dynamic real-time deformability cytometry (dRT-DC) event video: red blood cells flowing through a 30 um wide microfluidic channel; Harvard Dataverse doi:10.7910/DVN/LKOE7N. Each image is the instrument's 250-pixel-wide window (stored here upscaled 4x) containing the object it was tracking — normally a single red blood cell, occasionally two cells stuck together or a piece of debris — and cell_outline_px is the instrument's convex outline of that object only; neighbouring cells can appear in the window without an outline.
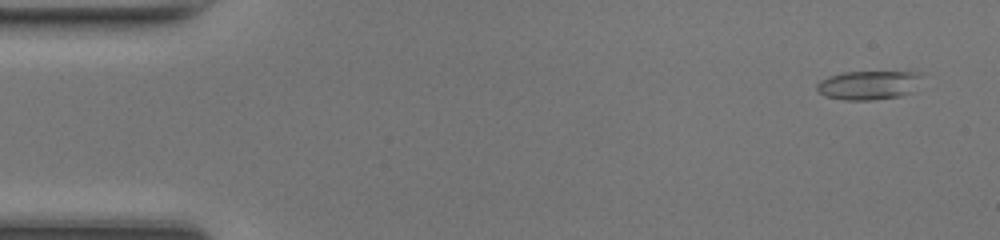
{"species": "common noctule bat (a hibernating species)", "species_latin": "Nyctalus noctula", "temperature_condition": "room temperature", "stored_images_in_passage": 49, "segment_of_instrument_passage": [1, 2], "camera_frame_rate_fps": 3000, "um_per_image_px": 0.085, "animal": {"sex": "female", "body_mass_g": 17.0, "forearm_length_mm": 48.0}, "frame": {"image": 1, "passage_image": 3, "time_ms": 0.667, "image_size_px": [1000, 240], "cell_outline_px": [[920, 76], [916, 92], [900, 96], [872, 100], [844, 100], [824, 96], [816, 92], [816, 84], [820, 80], [828, 76], [844, 72], [912, 72]], "centroid_in_image_um": [73.78, 7.25], "position_along_channel_um": 11.2, "area_um2": 17.86}}
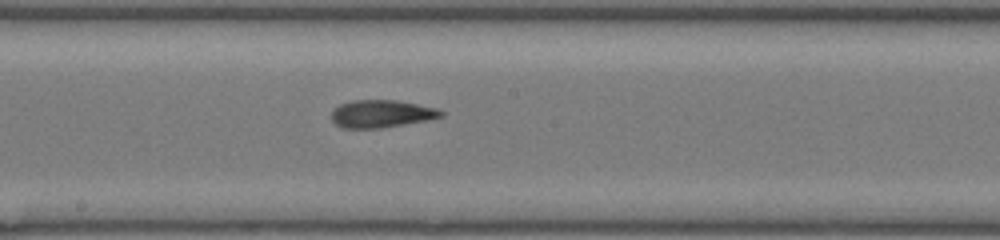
{"frame": {"image": 2, "passage_image": 26, "time_ms": 8.333, "image_size_px": [1000, 240], "cell_outline_px": [[444, 116], [428, 120], [380, 128], [340, 128], [332, 120], [332, 108], [340, 104], [352, 100], [396, 100], [436, 108], [444, 112]], "centroid_in_image_um": [32.39, 9.67], "position_along_channel_um": 215.8, "area_um2": 17.63}}
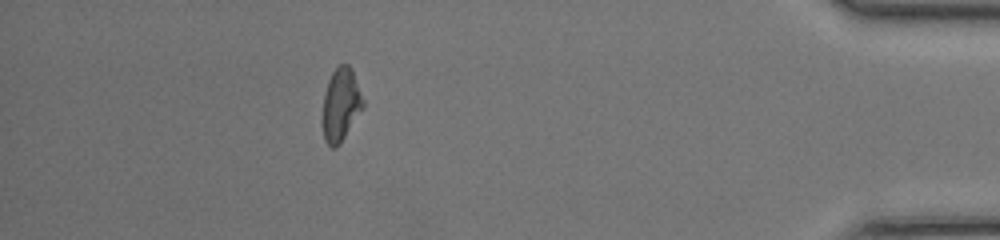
{"frame": {"image": 3, "passage_image": 43, "time_ms": 14.0, "image_size_px": [1000, 240], "cell_outline_px": [[364, 108], [340, 144], [336, 148], [332, 148], [324, 140], [320, 120], [324, 92], [328, 80], [332, 72], [340, 64], [348, 64], [352, 68], [364, 100]], "centroid_in_image_um": [28.94, 8.93], "position_along_channel_um": 406.3, "area_um2": 17.86}}